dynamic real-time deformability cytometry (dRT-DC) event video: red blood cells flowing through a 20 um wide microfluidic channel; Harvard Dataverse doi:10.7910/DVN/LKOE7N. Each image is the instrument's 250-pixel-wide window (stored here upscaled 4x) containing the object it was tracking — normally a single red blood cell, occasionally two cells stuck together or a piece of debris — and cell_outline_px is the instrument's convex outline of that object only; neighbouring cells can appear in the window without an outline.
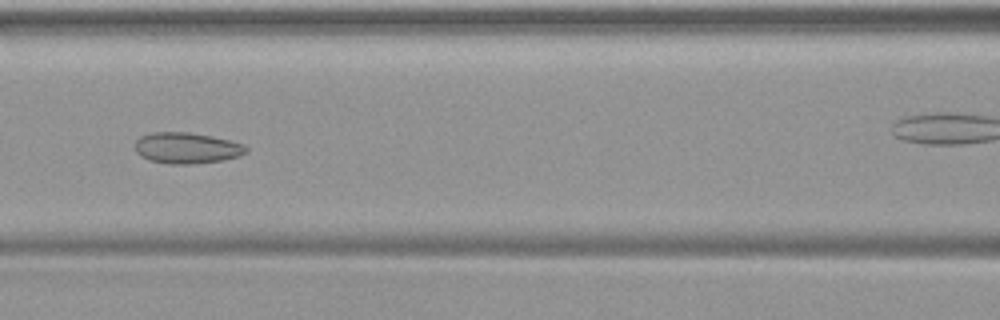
{"species": "common noctule bat (a hibernating species)", "species_latin": "Nyctalus noctula", "temperature_condition": "warm", "stored_images_in_passage": 44, "camera_frame_rate_fps": 3000, "um_per_image_px": 0.085, "animal": {"sex": "female", "body_mass_g": 19.9}, "frame": {"image": 1, "passage_image": 16, "time_ms": 5.0, "image_size_px": [1000, 320], "cell_outline_px": [[248, 152], [224, 160], [188, 164], [168, 164], [148, 160], [140, 156], [136, 152], [136, 140], [140, 136], [152, 132], [188, 132], [212, 136], [244, 144], [248, 148]], "centroid_in_image_um": [15.85, 12.58], "position_along_channel_um": 150.7, "area_um2": 20.11}}
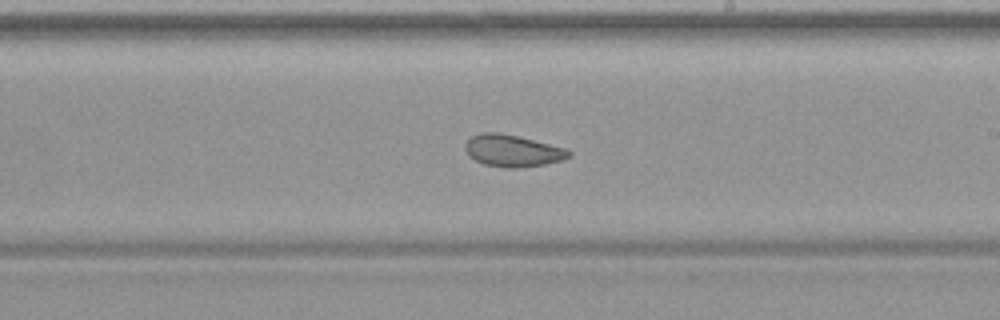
{"frame": {"image": 2, "passage_image": 23, "time_ms": 7.333, "image_size_px": [1000, 320], "cell_outline_px": [[572, 156], [560, 160], [544, 164], [516, 168], [508, 168], [484, 164], [468, 156], [464, 148], [464, 144], [472, 136], [480, 132], [496, 132], [516, 136], [564, 148], [572, 152]], "centroid_in_image_um": [43.52, 12.81], "position_along_channel_um": 245.5, "area_um2": 19.02}}
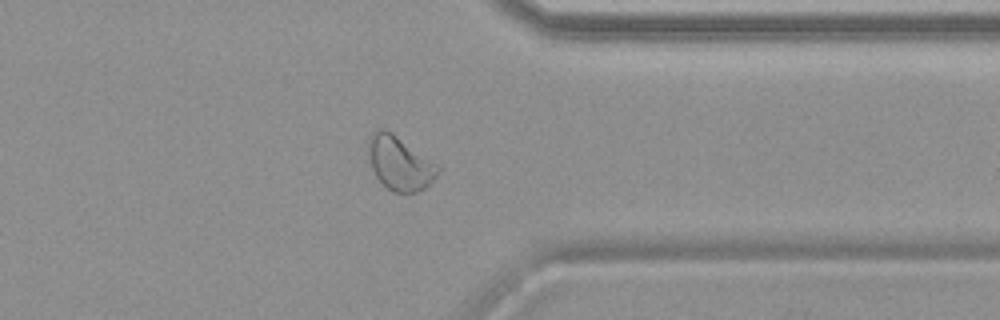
{"frame": {"image": 3, "passage_image": 33, "time_ms": 10.667, "image_size_px": [1000, 320], "cell_outline_px": [[440, 172], [424, 188], [416, 192], [392, 192], [376, 176], [372, 168], [368, 148], [368, 140], [372, 132], [376, 128], [384, 128], [392, 132], [436, 164], [440, 168]], "centroid_in_image_um": [33.95, 13.85], "position_along_channel_um": 377.4, "area_um2": 21.44}}